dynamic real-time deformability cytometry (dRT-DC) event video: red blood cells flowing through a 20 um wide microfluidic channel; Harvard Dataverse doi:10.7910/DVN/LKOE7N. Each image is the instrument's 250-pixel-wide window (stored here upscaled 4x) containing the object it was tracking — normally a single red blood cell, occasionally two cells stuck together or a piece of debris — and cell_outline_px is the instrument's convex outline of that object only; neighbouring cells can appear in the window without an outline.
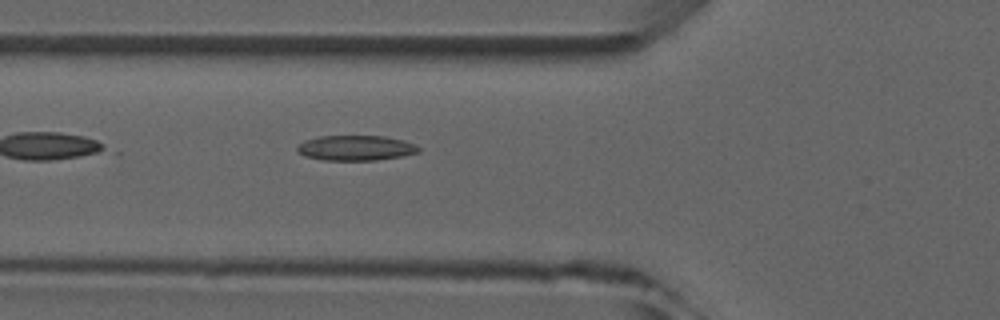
{"species": "common noctule bat (a hibernating species)", "species_latin": "Nyctalus noctula", "temperature_condition": "room temperature", "stored_images_in_passage": 6, "camera_frame_rate_fps": 3000, "um_per_image_px": 0.085, "animal": {"sex": "male", "forearm_length_mm": 52.5}, "frame": {"image": 1, "passage_image": 6, "time_ms": 5.667, "image_size_px": [1000, 320], "cell_outline_px": [[420, 152], [400, 156], [376, 160], [324, 160], [304, 156], [296, 152], [296, 148], [304, 140], [320, 136], [384, 136], [404, 140], [416, 144], [420, 148]], "centroid_in_image_um": [30.23, 12.57], "position_along_channel_um": 95.6, "area_um2": 17.86}}